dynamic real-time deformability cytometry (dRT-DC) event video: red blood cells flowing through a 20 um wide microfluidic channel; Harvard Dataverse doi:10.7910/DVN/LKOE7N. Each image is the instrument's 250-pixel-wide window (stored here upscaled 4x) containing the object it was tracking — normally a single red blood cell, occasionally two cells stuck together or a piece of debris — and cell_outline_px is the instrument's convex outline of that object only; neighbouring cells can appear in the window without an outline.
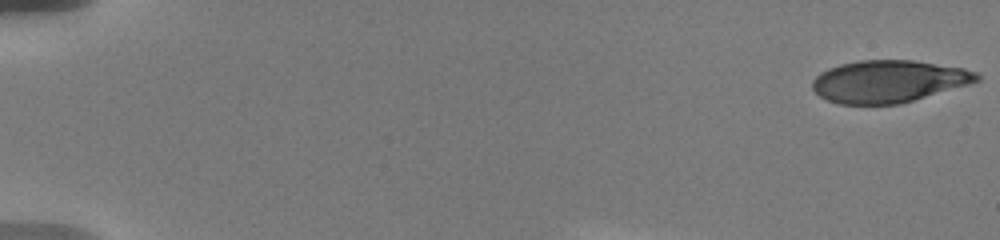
{"species": "human", "species_latin": "Homo sapiens", "temperature_condition": "warm", "stored_images_in_passage": 15, "camera_frame_rate_fps": 3000, "um_per_image_px": 0.085, "donor": {"sex": "male"}, "frame": {"image": 1, "passage_image": 1, "time_ms": 0.0, "image_size_px": [1000, 240], "cell_outline_px": [[980, 80], [968, 84], [900, 104], [840, 104], [828, 100], [820, 96], [812, 88], [812, 80], [820, 72], [828, 68], [840, 64], [860, 60], [912, 60], [964, 68], [976, 72], [980, 76]], "centroid_in_image_um": [75.51, 6.91], "position_along_channel_um": 9.5, "area_um2": 40.29}}